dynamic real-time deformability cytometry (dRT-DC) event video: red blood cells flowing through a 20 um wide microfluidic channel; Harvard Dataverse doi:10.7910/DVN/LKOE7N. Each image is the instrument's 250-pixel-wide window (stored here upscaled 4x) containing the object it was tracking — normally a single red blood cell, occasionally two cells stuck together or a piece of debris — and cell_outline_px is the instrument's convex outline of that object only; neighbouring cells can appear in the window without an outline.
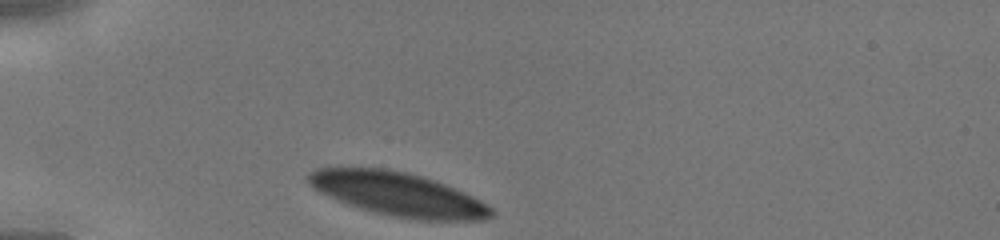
{"species": "human", "species_latin": "Homo sapiens", "temperature_condition": "cold", "stored_images_in_passage": 26, "camera_frame_rate_fps": 3000, "um_per_image_px": 0.085, "donor": {"sex": "male"}, "frame": {"image": 1, "passage_image": 1, "time_ms": 0.0, "image_size_px": [1000, 240], "cell_outline_px": [[496, 212], [492, 216], [484, 220], [416, 220], [392, 216], [360, 208], [336, 200], [312, 188], [308, 184], [308, 172], [316, 168], [384, 168], [404, 172], [420, 176], [444, 184], [464, 192], [480, 200], [492, 208]], "centroid_in_image_um": [33.82, 16.51], "position_along_channel_um": 51.2, "area_um2": 46.24}}
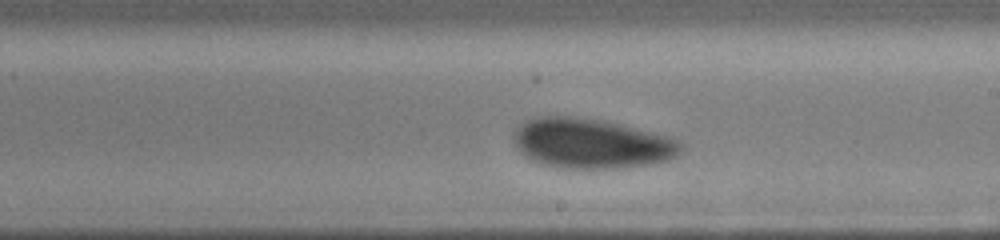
{"frame": {"image": 2, "passage_image": 15, "time_ms": 4.667, "image_size_px": [1000, 240], "cell_outline_px": [[684, 148], [676, 156], [668, 160], [652, 164], [624, 168], [560, 168], [540, 164], [524, 156], [516, 148], [512, 140], [512, 132], [524, 120], [540, 116], [572, 116], [600, 120], [672, 136], [680, 140], [684, 144]], "centroid_in_image_um": [50.26, 12.2], "position_along_channel_um": 238.7, "area_um2": 49.42}}
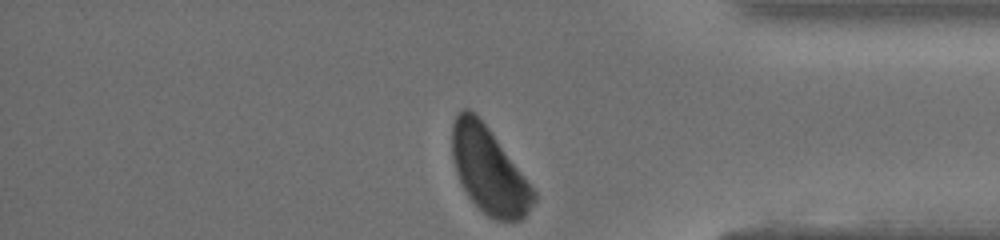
{"frame": {"image": 3, "passage_image": 26, "time_ms": 8.333, "image_size_px": [1000, 240], "cell_outline_px": [[536, 200], [528, 212], [520, 220], [496, 220], [488, 216], [468, 196], [456, 172], [452, 156], [452, 124], [460, 108], [468, 108], [476, 112], [536, 192]], "centroid_in_image_um": [41.54, 14.46], "position_along_channel_um": 393.7, "area_um2": 40.4}}